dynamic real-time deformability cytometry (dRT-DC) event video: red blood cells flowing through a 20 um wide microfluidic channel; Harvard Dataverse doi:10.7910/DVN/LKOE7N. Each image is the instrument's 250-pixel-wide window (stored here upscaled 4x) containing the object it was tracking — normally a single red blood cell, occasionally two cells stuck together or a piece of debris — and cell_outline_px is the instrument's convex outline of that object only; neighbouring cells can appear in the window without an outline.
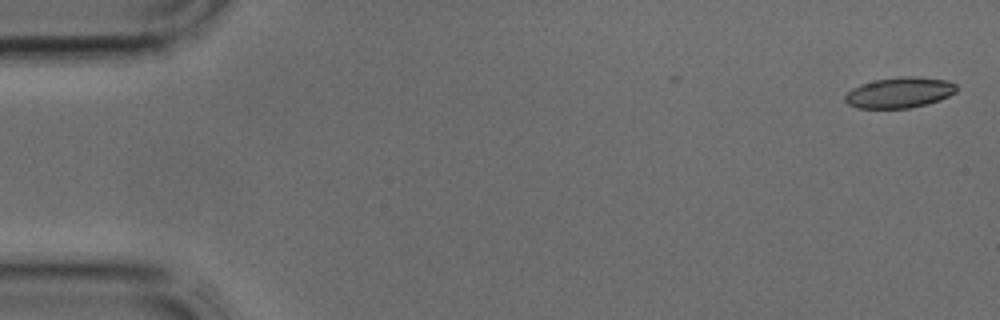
{"species": "common noctule bat (a hibernating species)", "species_latin": "Nyctalus noctula", "temperature_condition": "cold", "stored_images_in_passage": 3, "camera_frame_rate_fps": 3000, "um_per_image_px": 0.085, "animal": {"sex": "male", "body_mass_g": 17.9, "forearm_length_mm": 54.2}, "frame": {"image": 1, "passage_image": 1, "time_ms": 0.0, "image_size_px": [1000, 320], "cell_outline_px": [[956, 92], [940, 100], [928, 104], [908, 108], [856, 108], [848, 104], [844, 100], [844, 96], [852, 88], [860, 84], [876, 80], [900, 76], [912, 76], [948, 80], [956, 84]], "centroid_in_image_um": [76.45, 7.87], "position_along_channel_um": 8.5, "area_um2": 20.0}}